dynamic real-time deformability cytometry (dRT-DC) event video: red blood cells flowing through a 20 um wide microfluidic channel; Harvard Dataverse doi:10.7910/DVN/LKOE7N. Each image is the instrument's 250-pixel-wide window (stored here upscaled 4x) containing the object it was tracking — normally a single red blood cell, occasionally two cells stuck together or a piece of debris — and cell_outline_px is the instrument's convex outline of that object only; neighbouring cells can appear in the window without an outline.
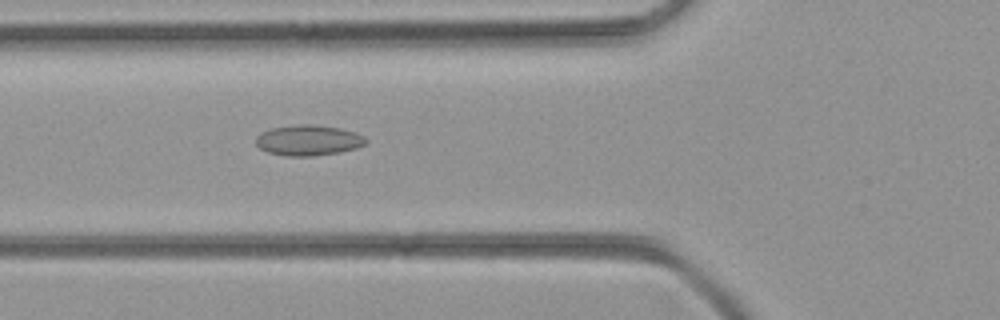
{"species": "common noctule bat (a hibernating species)", "species_latin": "Nyctalus noctula", "temperature_condition": "room temperature", "stored_images_in_passage": 48, "camera_frame_rate_fps": 3000, "um_per_image_px": 0.085, "animal": {"sex": "female", "body_mass_g": 21.9}, "frame": {"image": 1, "passage_image": 18, "time_ms": 5.667, "image_size_px": [1000, 320], "cell_outline_px": [[368, 140], [364, 144], [356, 148], [340, 152], [312, 156], [284, 156], [268, 152], [260, 148], [256, 144], [256, 136], [272, 128], [300, 124], [312, 124], [340, 128], [356, 132], [364, 136]], "centroid_in_image_um": [26.23, 11.92], "position_along_channel_um": 99.6, "area_um2": 19.54}}
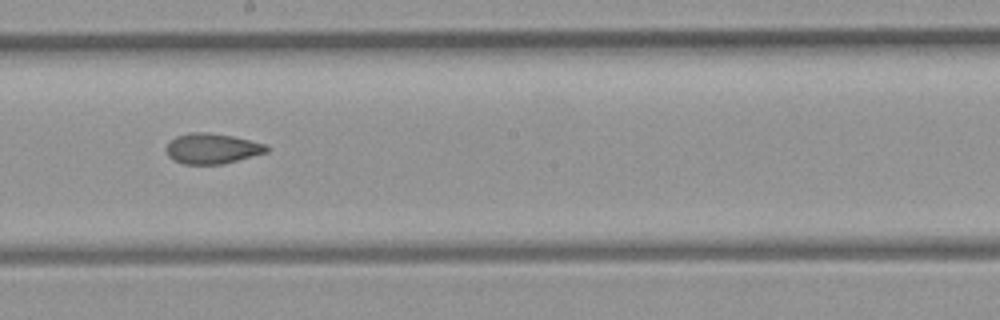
{"frame": {"image": 2, "passage_image": 27, "time_ms": 8.667, "image_size_px": [1000, 320], "cell_outline_px": [[268, 152], [224, 164], [184, 164], [172, 160], [168, 156], [168, 144], [176, 136], [192, 132], [208, 132], [232, 136], [264, 144], [268, 148]], "centroid_in_image_um": [18.03, 12.64], "position_along_channel_um": 230.2, "area_um2": 17.57}}
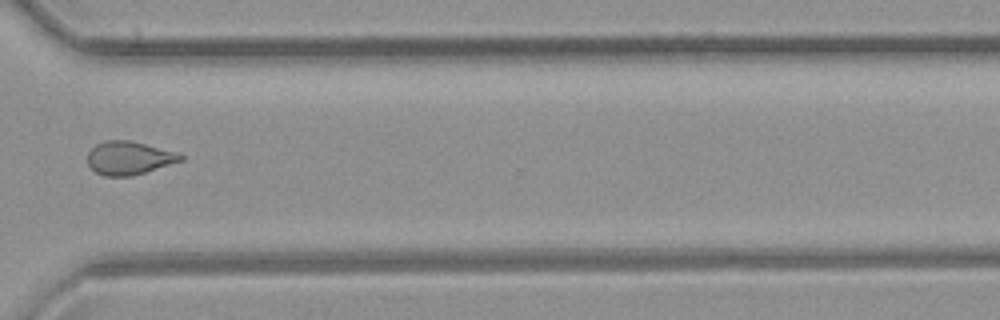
{"frame": {"image": 3, "passage_image": 36, "time_ms": 11.667, "image_size_px": [1000, 320], "cell_outline_px": [[184, 160], [132, 176], [104, 176], [96, 172], [88, 164], [88, 152], [96, 144], [104, 140], [128, 140], [176, 152], [184, 156]], "centroid_in_image_um": [10.95, 13.43], "position_along_channel_um": 359.6, "area_um2": 17.92}}